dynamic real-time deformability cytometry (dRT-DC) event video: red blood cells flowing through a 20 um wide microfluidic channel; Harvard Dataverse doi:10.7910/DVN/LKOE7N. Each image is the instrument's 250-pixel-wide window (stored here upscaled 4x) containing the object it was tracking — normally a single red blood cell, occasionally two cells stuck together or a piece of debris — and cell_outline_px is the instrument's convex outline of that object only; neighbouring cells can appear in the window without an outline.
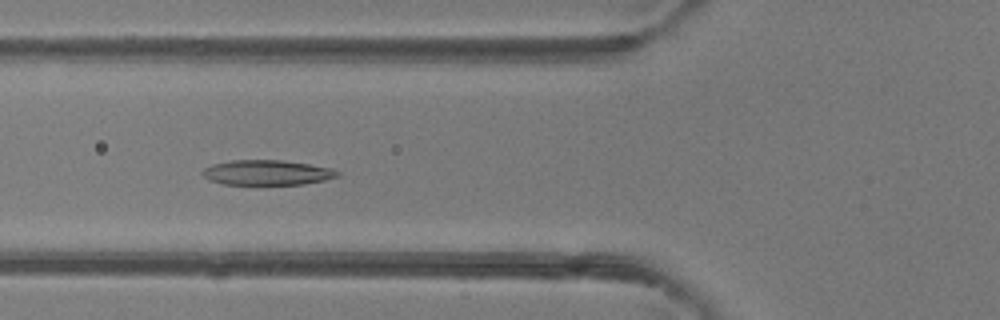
{"species": "common noctule bat (a hibernating species)", "species_latin": "Nyctalus noctula", "temperature_condition": "room temperature", "stored_images_in_passage": 48, "camera_frame_rate_fps": 3000, "um_per_image_px": 0.085, "animal": {"sex": "female"}, "frame": {"image": 1, "passage_image": 18, "time_ms": 5.667, "image_size_px": [1000, 320], "cell_outline_px": [[340, 176], [324, 180], [304, 184], [224, 184], [208, 180], [200, 172], [204, 168], [212, 164], [232, 160], [280, 160], [308, 164], [332, 168], [340, 172]], "centroid_in_image_um": [22.69, 14.67], "position_along_channel_um": 103.1, "area_um2": 19.65}}
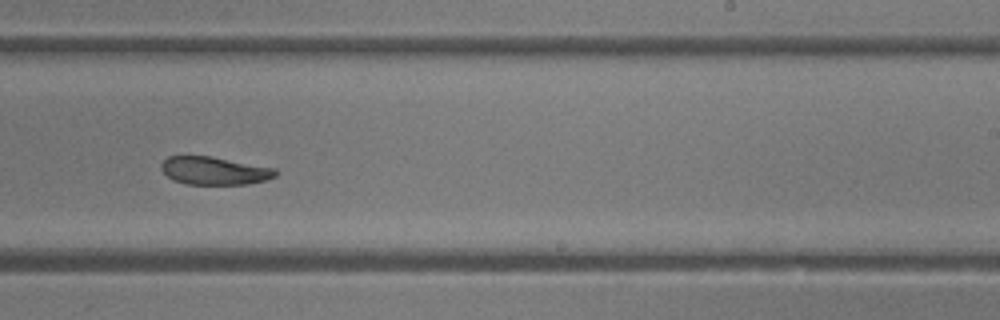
{"frame": {"image": 2, "passage_image": 30, "time_ms": 9.667, "image_size_px": [1000, 320], "cell_outline_px": [[276, 176], [264, 180], [248, 184], [184, 184], [172, 180], [160, 168], [160, 164], [168, 156], [212, 156], [276, 168]], "centroid_in_image_um": [18.2, 14.51], "position_along_channel_um": 270.8, "area_um2": 18.67}}
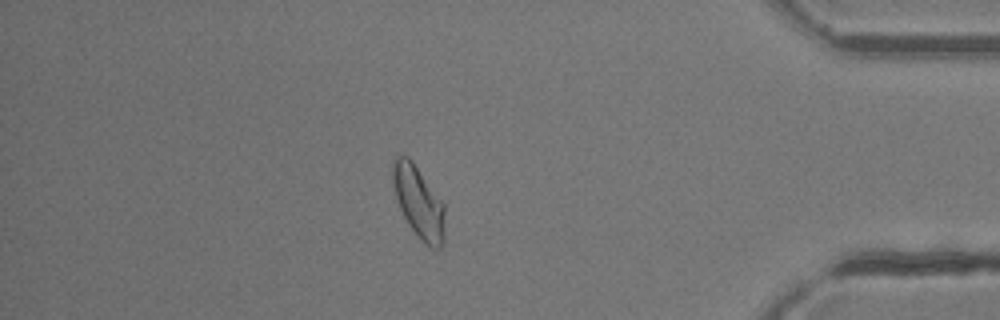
{"frame": {"image": 3, "passage_image": 42, "time_ms": 13.667, "image_size_px": [1000, 320], "cell_outline_px": [[444, 244], [440, 248], [432, 248], [424, 244], [420, 240], [408, 224], [400, 208], [396, 196], [392, 180], [392, 160], [396, 156], [408, 156], [412, 160], [444, 204]], "centroid_in_image_um": [35.58, 17.19], "position_along_channel_um": 399.6, "area_um2": 21.79}, "authors_computed_cell_mechanics": {"area_um2": 21.5305, "velocity_mm_per_s": 4.2038, "shape_relaxation_time_tau1_ms": null, "shape_relaxation_time_tau2_ms": 6.0173, "deformation_change_tau1": null, "deformation_change_tau2": 0.1319}}